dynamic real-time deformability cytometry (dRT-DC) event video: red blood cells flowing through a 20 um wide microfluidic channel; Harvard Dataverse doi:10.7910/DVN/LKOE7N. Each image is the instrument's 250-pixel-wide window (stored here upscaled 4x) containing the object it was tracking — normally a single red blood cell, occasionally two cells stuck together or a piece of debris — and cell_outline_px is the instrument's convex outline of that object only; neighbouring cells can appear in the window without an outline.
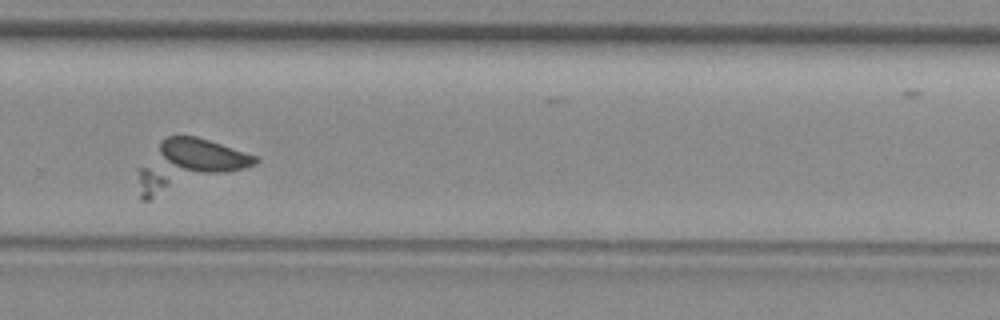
{"species": "common noctule bat (a hibernating species)", "species_latin": "Nyctalus noctula", "temperature_condition": "room temperature", "stored_images_in_passage": 50, "camera_frame_rate_fps": 3000, "um_per_image_px": 0.085, "animal": {"sex": "female", "body_mass_g": 29.2, "forearm_length_mm": 56.3}, "frame": {"image": 1, "passage_image": 32, "time_ms": 10.333, "image_size_px": [1000, 320], "cell_outline_px": [[260, 160], [256, 164], [148, 200], [140, 200], [136, 168], [160, 140], [168, 136], [196, 136], [260, 156]], "centroid_in_image_um": [15.91, 13.98], "position_along_channel_um": 313.9, "area_um2": 33.87}}
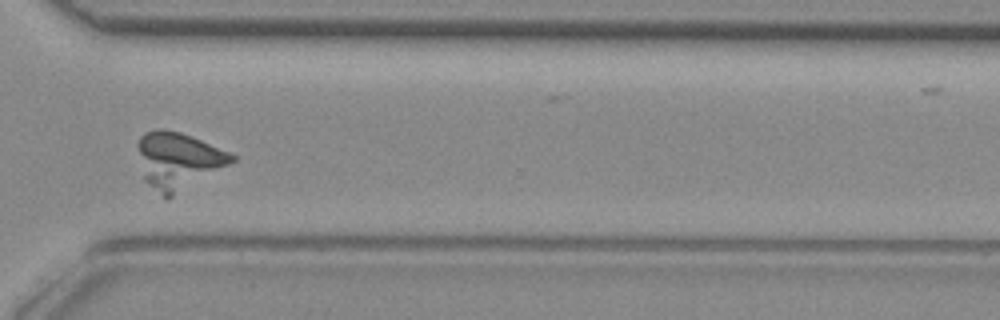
{"frame": {"image": 2, "passage_image": 35, "time_ms": 11.333, "image_size_px": [1000, 320], "cell_outline_px": [[236, 160], [168, 200], [164, 200], [144, 180], [136, 144], [140, 136], [144, 132], [156, 128], [160, 128], [180, 132], [192, 136], [228, 152], [236, 156]], "centroid_in_image_um": [15.1, 13.66], "position_along_channel_um": 355.5, "area_um2": 31.39}}